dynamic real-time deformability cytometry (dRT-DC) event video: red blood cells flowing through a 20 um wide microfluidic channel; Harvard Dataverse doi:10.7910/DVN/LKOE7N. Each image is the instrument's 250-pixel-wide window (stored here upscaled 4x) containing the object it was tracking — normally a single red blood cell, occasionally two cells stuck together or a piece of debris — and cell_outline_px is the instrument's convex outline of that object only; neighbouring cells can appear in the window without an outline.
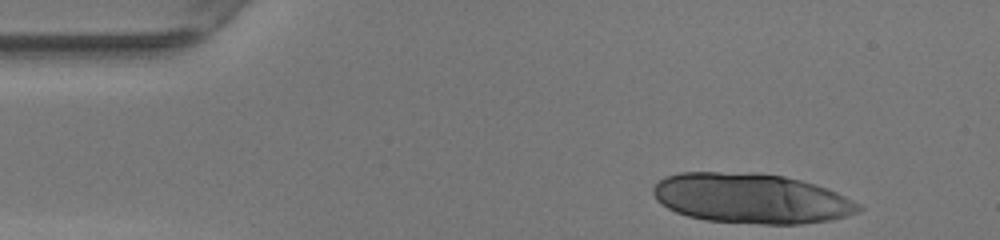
{"species": "human", "species_latin": "Homo sapiens", "temperature_condition": "warm", "stored_images_in_passage": 14, "camera_frame_rate_fps": 3000, "um_per_image_px": 0.085, "donor": {"sex": "female"}, "frame": {"image": 1, "passage_image": 1, "time_ms": 0.0, "image_size_px": [1000, 240], "cell_outline_px": [[864, 208], [860, 212], [832, 220], [800, 224], [760, 224], [704, 220], [688, 216], [676, 212], [668, 208], [656, 200], [652, 192], [652, 188], [664, 176], [680, 172], [752, 172], [784, 176], [816, 184], [836, 192], [860, 204]], "centroid_in_image_um": [63.85, 16.86], "position_along_channel_um": 21.1, "area_um2": 60.23}}